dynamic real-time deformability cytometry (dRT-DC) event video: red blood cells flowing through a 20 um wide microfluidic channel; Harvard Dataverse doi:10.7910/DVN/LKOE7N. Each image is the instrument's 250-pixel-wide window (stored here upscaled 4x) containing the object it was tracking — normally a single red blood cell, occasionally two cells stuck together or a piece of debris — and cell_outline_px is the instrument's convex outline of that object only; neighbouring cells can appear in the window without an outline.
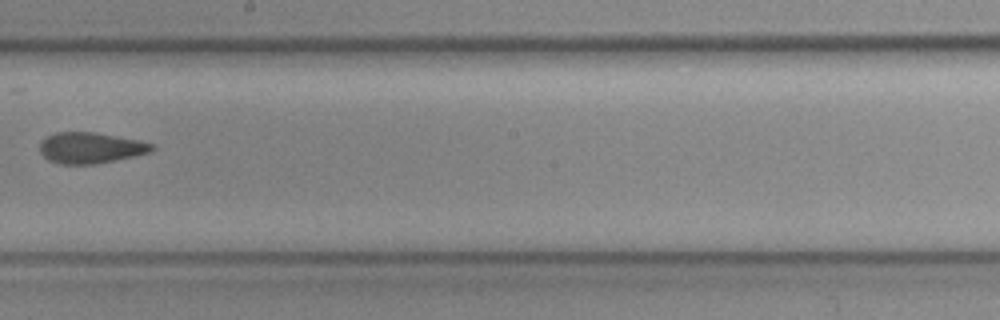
{"species": "common noctule bat (a hibernating species)", "species_latin": "Nyctalus noctula", "temperature_condition": "cold", "stored_images_in_passage": 9, "camera_frame_rate_fps": 3000, "um_per_image_px": 0.085, "animal": {"sex": "female", "body_mass_g": 19.3, "forearm_length_mm": 54.1}, "frame": {"image": 1, "passage_image": 9, "time_ms": 2.667, "image_size_px": [1000, 320], "cell_outline_px": [[156, 148], [152, 152], [92, 164], [60, 164], [48, 160], [40, 152], [40, 140], [56, 132], [96, 132], [140, 140], [156, 144]], "centroid_in_image_um": [7.72, 12.55], "position_along_channel_um": 240.5, "area_um2": 20.29}}